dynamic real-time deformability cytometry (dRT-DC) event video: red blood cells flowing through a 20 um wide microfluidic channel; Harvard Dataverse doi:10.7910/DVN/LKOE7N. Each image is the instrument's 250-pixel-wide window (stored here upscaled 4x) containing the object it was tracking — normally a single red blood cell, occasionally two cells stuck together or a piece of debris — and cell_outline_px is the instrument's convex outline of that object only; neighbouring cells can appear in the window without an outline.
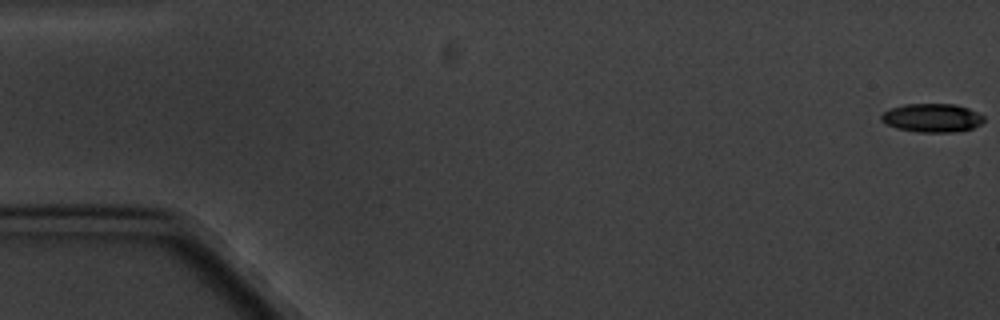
{"species": "common noctule bat (a hibernating species)", "species_latin": "Nyctalus noctula", "temperature_condition": "cold", "stored_images_in_passage": 6, "camera_frame_rate_fps": 3000, "um_per_image_px": 0.085, "animal": {"sex": "male", "body_mass_g": 20.1, "forearm_length_mm": 53.5}, "frame": {"image": 1, "passage_image": 1, "time_ms": 0.0, "image_size_px": [1000, 320], "cell_outline_px": [[984, 120], [980, 124], [972, 128], [956, 132], [916, 132], [896, 128], [880, 120], [880, 116], [884, 112], [892, 108], [904, 104], [956, 104], [968, 108], [984, 116]], "centroid_in_image_um": [79.23, 10.02], "position_along_channel_um": 5.8, "area_um2": 17.05}}
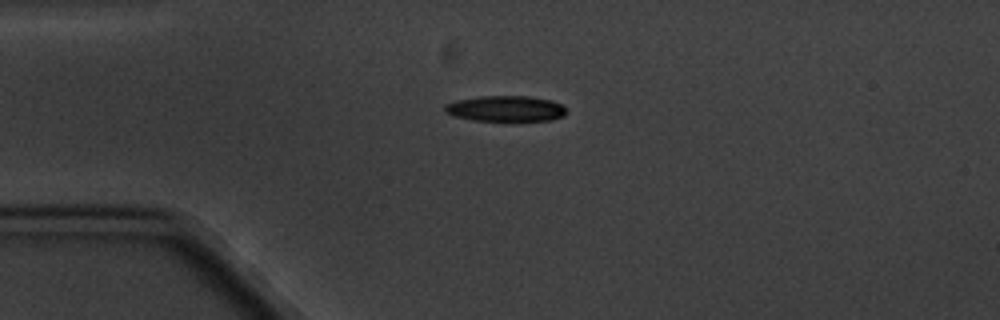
{"frame": {"image": 2, "passage_image": 5, "time_ms": 4.667, "image_size_px": [1000, 320], "cell_outline_px": [[568, 112], [564, 116], [552, 120], [516, 124], [472, 120], [456, 116], [444, 112], [444, 104], [456, 100], [480, 96], [528, 96], [552, 100], [560, 104]], "centroid_in_image_um": [43.02, 9.29], "position_along_channel_um": 42.0, "area_um2": 19.31}}